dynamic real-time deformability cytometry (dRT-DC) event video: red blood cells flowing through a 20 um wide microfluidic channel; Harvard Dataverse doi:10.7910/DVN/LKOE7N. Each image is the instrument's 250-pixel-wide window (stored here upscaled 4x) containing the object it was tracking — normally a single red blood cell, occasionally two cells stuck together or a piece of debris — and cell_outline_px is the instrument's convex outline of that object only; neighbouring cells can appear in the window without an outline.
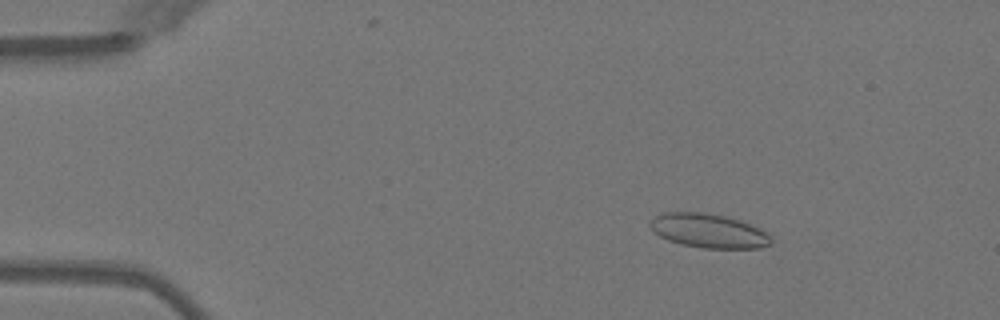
{"species": "Egyptian fruit bat (a non-hibernating species)", "species_latin": "Rousettus aegyptiacus", "temperature_condition": "warm", "stored_images_in_passage": 51, "camera_frame_rate_fps": 3000, "um_per_image_px": 0.085, "animal": {"sex": "female"}, "frame": {"image": 1, "passage_image": 7, "time_ms": 2.0, "image_size_px": [1000, 320], "cell_outline_px": [[772, 244], [760, 248], [704, 248], [680, 244], [668, 240], [652, 232], [648, 224], [656, 216], [664, 212], [704, 212], [724, 216], [740, 220], [760, 228], [768, 232], [772, 236]], "centroid_in_image_um": [60.25, 19.62], "position_along_channel_um": 24.8, "area_um2": 24.28}}
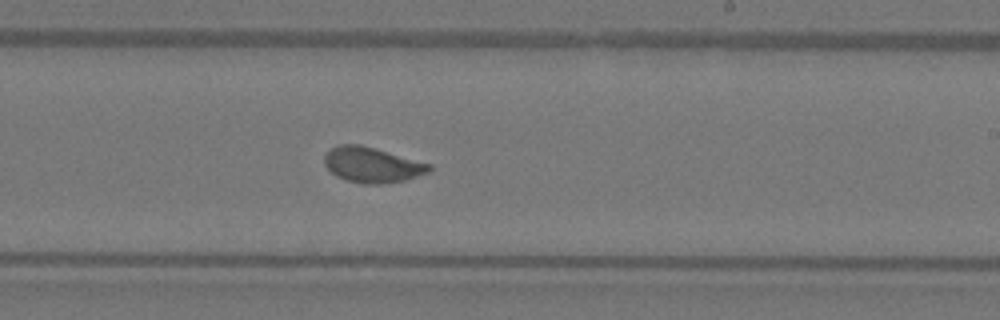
{"frame": {"image": 2, "passage_image": 30, "time_ms": 9.667, "image_size_px": [1000, 320], "cell_outline_px": [[432, 168], [428, 172], [404, 180], [384, 184], [364, 184], [348, 180], [336, 176], [324, 164], [324, 156], [332, 148], [340, 144], [360, 144], [432, 164]], "centroid_in_image_um": [31.63, 14.01], "position_along_channel_um": 257.4, "area_um2": 21.39}}
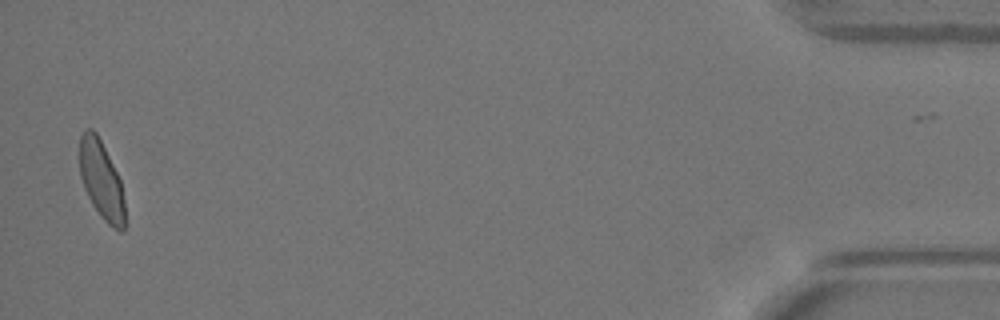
{"frame": {"image": 3, "passage_image": 49, "time_ms": 16.0, "image_size_px": [1000, 320], "cell_outline_px": [[124, 228], [120, 232], [112, 228], [100, 216], [92, 204], [84, 188], [80, 176], [80, 136], [84, 128], [92, 128], [96, 132], [120, 180], [124, 200]], "centroid_in_image_um": [8.6, 15.32], "position_along_channel_um": 426.6, "area_um2": 20.4}, "authors_computed_cell_mechanics": {"area_um2": 21.386, "velocity_mm_per_s": 4.0344, "shape_relaxation_time_tau1_ms": 4.6338, "shape_relaxation_time_tau2_ms": null, "deformation_change_tau1": 0.1446, "deformation_change_tau2": null}}